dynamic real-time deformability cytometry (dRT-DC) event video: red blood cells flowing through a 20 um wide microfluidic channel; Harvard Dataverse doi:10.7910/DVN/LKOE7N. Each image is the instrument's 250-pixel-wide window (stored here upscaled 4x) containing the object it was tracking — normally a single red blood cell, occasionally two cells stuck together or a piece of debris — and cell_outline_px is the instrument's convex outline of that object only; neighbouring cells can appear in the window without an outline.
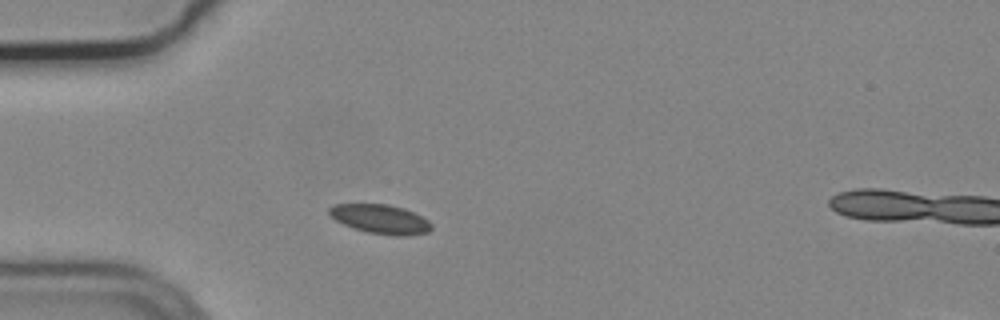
{"species": "common noctule bat (a hibernating species)", "species_latin": "Nyctalus noctula", "temperature_condition": "cold", "stored_images_in_passage": 3, "camera_frame_rate_fps": 3000, "um_per_image_px": 0.085, "animal": {"sex": "male", "body_mass_g": 19.2, "forearm_length_mm": 51.8}, "frame": {"image": 1, "passage_image": 2, "time_ms": 0.333, "image_size_px": [1000, 320], "cell_outline_px": [[432, 228], [428, 232], [408, 236], [396, 236], [368, 232], [344, 224], [336, 220], [328, 212], [328, 208], [332, 204], [388, 204], [404, 208], [428, 220], [432, 224]], "centroid_in_image_um": [32.35, 18.62], "position_along_channel_um": 52.6, "area_um2": 17.28}}